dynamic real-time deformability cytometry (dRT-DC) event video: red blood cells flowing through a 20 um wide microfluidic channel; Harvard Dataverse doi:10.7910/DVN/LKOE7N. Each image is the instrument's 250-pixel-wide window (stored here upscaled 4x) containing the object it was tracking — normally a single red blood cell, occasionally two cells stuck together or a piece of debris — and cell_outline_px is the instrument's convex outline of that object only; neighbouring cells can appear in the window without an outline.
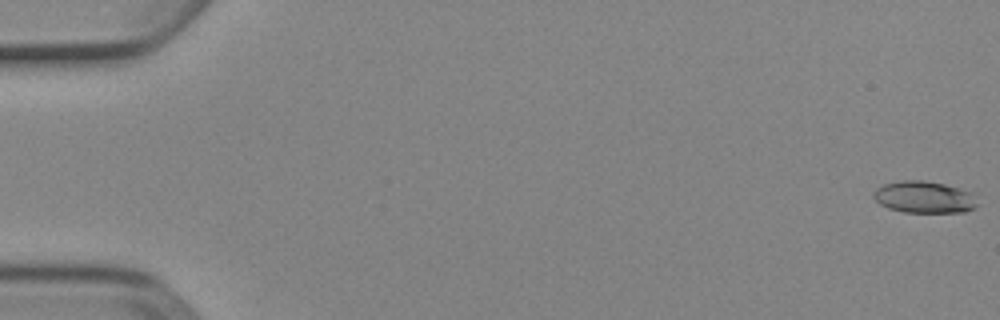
{"species": "Egyptian fruit bat (a non-hibernating species)", "species_latin": "Rousettus aegyptiacus", "temperature_condition": "cold", "stored_images_in_passage": 53, "camera_frame_rate_fps": 3000, "um_per_image_px": 0.085, "animal": {"sex": "female"}, "frame": {"image": 1, "passage_image": 1, "time_ms": 0.0, "image_size_px": [1000, 320], "cell_outline_px": [[976, 208], [964, 212], [904, 212], [888, 208], [880, 204], [872, 196], [872, 192], [876, 188], [884, 184], [900, 180], [924, 180], [944, 184], [960, 188], [972, 192], [976, 204]], "centroid_in_image_um": [78.53, 16.75], "position_along_channel_um": 6.5, "area_um2": 19.36}}
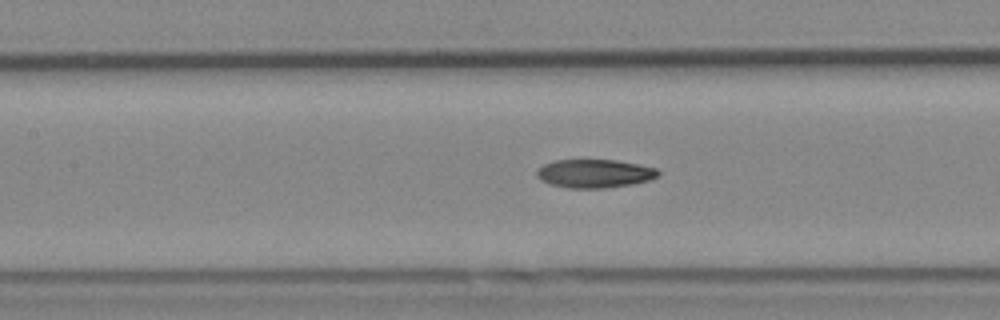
{"frame": {"image": 2, "passage_image": 25, "time_ms": 8.0, "image_size_px": [1000, 320], "cell_outline_px": [[660, 172], [656, 176], [648, 180], [632, 184], [608, 188], [568, 188], [548, 184], [540, 180], [536, 176], [536, 172], [544, 164], [556, 160], [616, 160], [656, 168]], "centroid_in_image_um": [50.5, 14.76], "position_along_channel_um": 156.9, "area_um2": 20.06}}
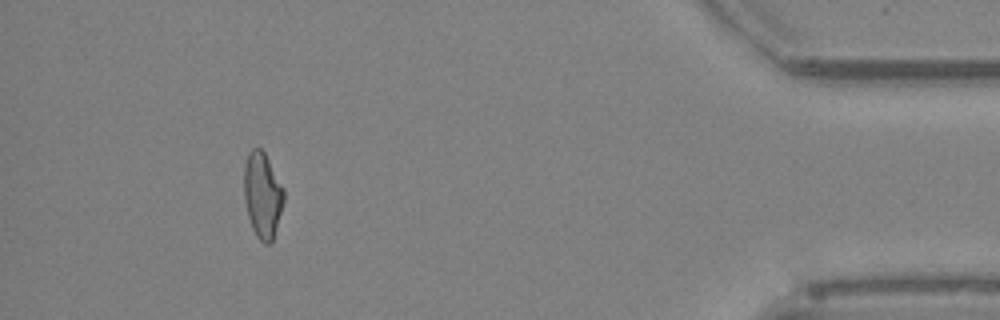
{"frame": {"image": 3, "passage_image": 49, "time_ms": 16.0, "image_size_px": [1000, 320], "cell_outline_px": [[284, 200], [272, 240], [268, 244], [264, 244], [256, 236], [252, 228], [248, 216], [244, 200], [244, 164], [248, 152], [252, 148], [260, 148], [264, 152], [284, 188]], "centroid_in_image_um": [22.29, 16.56], "position_along_channel_um": 412.9, "area_um2": 19.77}, "authors_computed_cell_mechanics": {"area_um2": 20.0566, "velocity_mm_per_s": 3.9188, "shape_relaxation_time_tau1_ms": null, "shape_relaxation_time_tau2_ms": 6.3919, "deformation_change_tau1": null, "deformation_change_tau2": 0.1496}}